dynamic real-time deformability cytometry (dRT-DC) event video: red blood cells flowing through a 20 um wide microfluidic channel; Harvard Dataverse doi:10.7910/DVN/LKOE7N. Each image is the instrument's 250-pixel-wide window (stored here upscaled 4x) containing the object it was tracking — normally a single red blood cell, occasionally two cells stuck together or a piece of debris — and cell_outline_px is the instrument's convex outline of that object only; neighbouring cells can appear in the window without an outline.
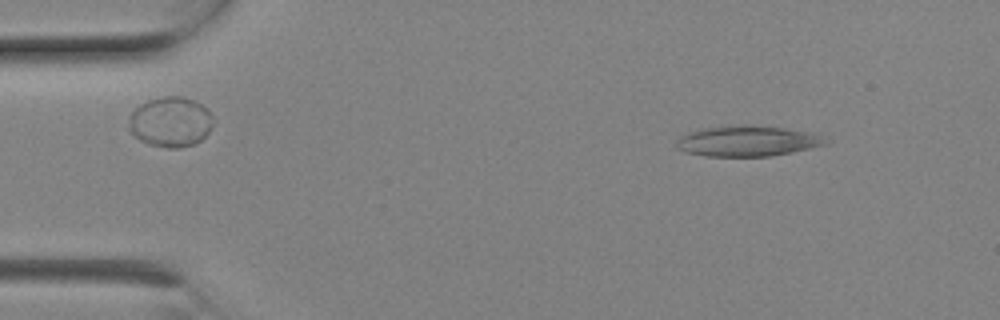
{"species": "Egyptian fruit bat (a non-hibernating species)", "species_latin": "Rousettus aegyptiacus", "temperature_condition": "room temperature", "stored_images_in_passage": 5, "camera_frame_rate_fps": 3000, "um_per_image_px": 0.085, "animal": {"sex": "female"}, "frame": {"image": 1, "passage_image": 2, "time_ms": 0.333, "image_size_px": [1000, 320], "cell_outline_px": [[828, 144], [792, 152], [772, 156], [704, 156], [684, 152], [676, 148], [676, 140], [680, 136], [688, 132], [700, 128], [732, 124], [748, 124], [784, 128], [808, 132], [820, 136]], "centroid_in_image_um": [63.43, 11.98], "position_along_channel_um": 21.6, "area_um2": 26.82}}
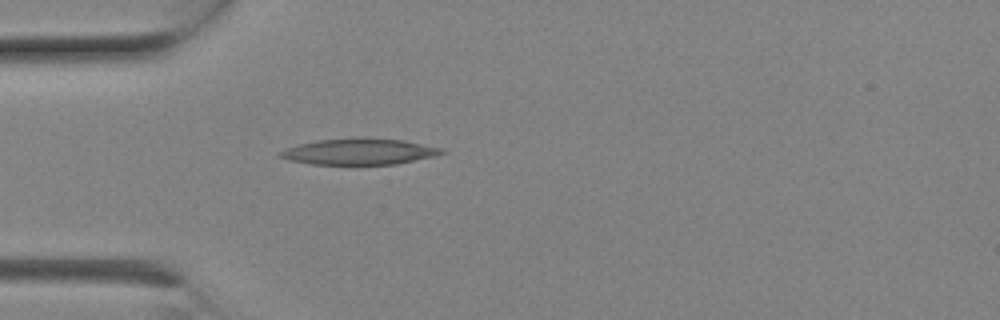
{"frame": {"image": 2, "passage_image": 5, "time_ms": 1.333, "image_size_px": [1000, 320], "cell_outline_px": [[448, 152], [436, 156], [396, 164], [356, 168], [312, 164], [288, 160], [276, 156], [276, 152], [296, 144], [316, 140], [356, 136], [364, 136], [404, 140], [444, 148]], "centroid_in_image_um": [30.5, 12.91], "position_along_channel_um": 54.5, "area_um2": 26.65}}